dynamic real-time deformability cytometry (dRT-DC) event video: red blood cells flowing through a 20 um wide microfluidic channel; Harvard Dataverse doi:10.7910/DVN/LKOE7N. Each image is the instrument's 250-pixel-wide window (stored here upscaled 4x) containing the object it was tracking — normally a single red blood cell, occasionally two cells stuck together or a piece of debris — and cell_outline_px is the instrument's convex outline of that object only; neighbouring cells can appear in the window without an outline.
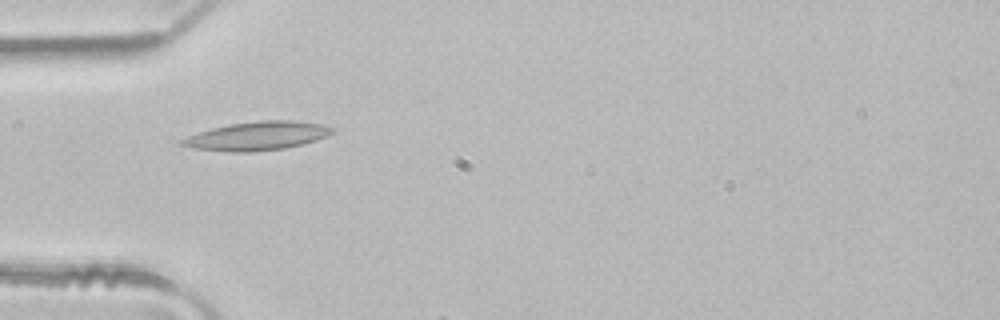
{"species": "common noctule bat (a hibernating species)", "species_latin": "Nyctalus noctula", "temperature_condition": "room temperature", "stored_images_in_passage": 17, "camera_frame_rate_fps": 3000, "um_per_image_px": 0.085, "animal": {"sex": "male", "body_mass_g": 21.5, "forearm_length_mm": 52.0}, "frame": {"image": 1, "passage_image": 15, "time_ms": 4.667, "image_size_px": [1000, 320], "cell_outline_px": [[336, 132], [328, 136], [304, 144], [284, 148], [248, 152], [228, 152], [192, 148], [180, 144], [176, 140], [212, 128], [232, 124], [260, 120], [296, 120], [324, 124], [336, 128]], "centroid_in_image_um": [21.92, 11.55], "position_along_channel_um": 63.1, "area_um2": 25.32}}